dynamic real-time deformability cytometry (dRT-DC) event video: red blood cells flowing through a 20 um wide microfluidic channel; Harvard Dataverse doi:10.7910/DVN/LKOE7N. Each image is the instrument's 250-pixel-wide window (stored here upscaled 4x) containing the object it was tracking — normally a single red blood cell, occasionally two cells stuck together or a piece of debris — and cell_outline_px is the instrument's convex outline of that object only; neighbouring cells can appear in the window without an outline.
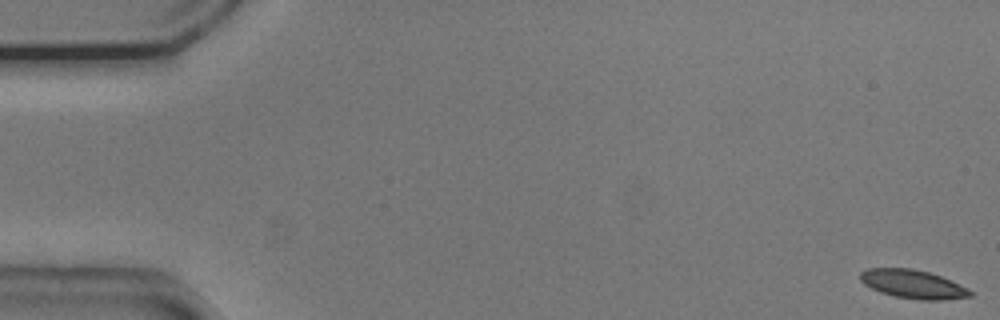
{"species": "common noctule bat (a hibernating species)", "species_latin": "Nyctalus noctula", "temperature_condition": "cold", "stored_images_in_passage": 17, "camera_frame_rate_fps": 3000, "um_per_image_px": 0.085, "animal": {"sex": "male", "body_mass_g": 20.5, "forearm_length_mm": 52.5}, "frame": {"image": 1, "passage_image": 1, "time_ms": 0.0, "image_size_px": [1000, 320], "cell_outline_px": [[972, 296], [940, 300], [920, 300], [896, 296], [880, 292], [864, 284], [860, 280], [860, 272], [868, 268], [912, 268], [928, 272], [952, 280], [968, 288], [972, 292]], "centroid_in_image_um": [77.61, 24.14], "position_along_channel_um": 7.4, "area_um2": 18.26}}
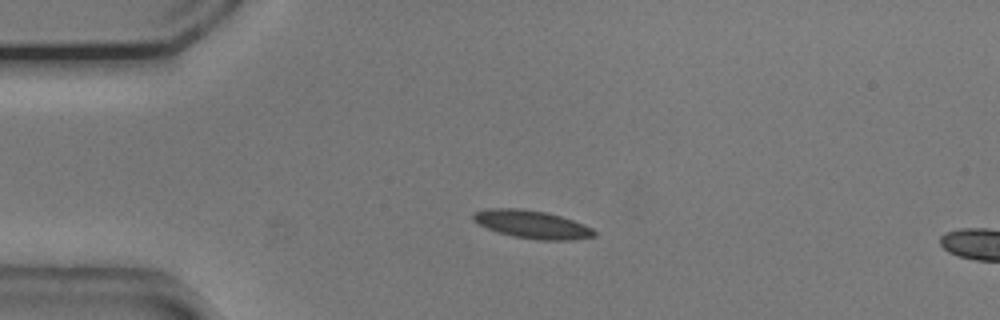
{"frame": {"image": 2, "passage_image": 13, "time_ms": 4.0, "image_size_px": [1000, 320], "cell_outline_px": [[596, 236], [572, 240], [540, 240], [512, 236], [488, 228], [472, 220], [472, 212], [488, 208], [520, 208], [544, 212], [560, 216], [584, 224], [592, 228], [596, 232]], "centroid_in_image_um": [45.22, 19.07], "position_along_channel_um": 39.8, "area_um2": 19.65}}